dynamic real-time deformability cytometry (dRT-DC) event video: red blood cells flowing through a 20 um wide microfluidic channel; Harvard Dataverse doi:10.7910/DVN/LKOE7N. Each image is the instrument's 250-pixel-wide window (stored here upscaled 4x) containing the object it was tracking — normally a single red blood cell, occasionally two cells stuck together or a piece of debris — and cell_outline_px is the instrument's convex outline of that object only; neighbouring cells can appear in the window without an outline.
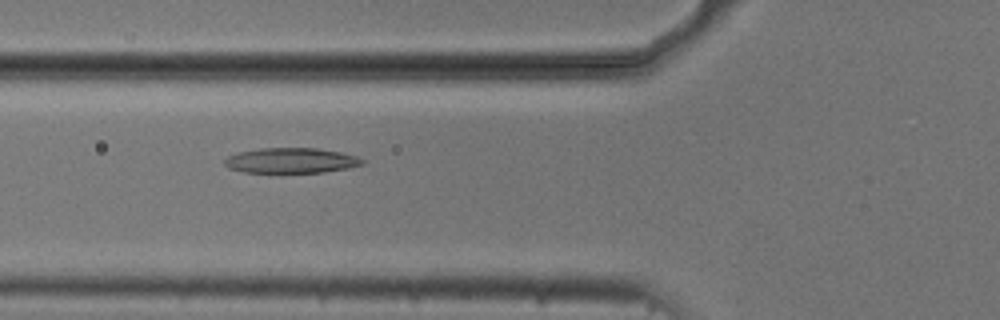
{"species": "common noctule bat (a hibernating species)", "species_latin": "Nyctalus noctula", "temperature_condition": "cold", "stored_images_in_passage": 54, "camera_frame_rate_fps": 3000, "um_per_image_px": 0.085, "animal": {"sex": "male", "body_mass_g": 20.5, "forearm_length_mm": 52.5}, "frame": {"image": 1, "passage_image": 20, "time_ms": 6.333, "image_size_px": [1000, 320], "cell_outline_px": [[364, 164], [348, 168], [324, 172], [244, 172], [228, 168], [224, 164], [224, 160], [228, 156], [236, 152], [260, 148], [316, 148], [340, 152], [356, 156], [364, 160]], "centroid_in_image_um": [24.72, 13.64], "position_along_channel_um": 101.1, "area_um2": 20.23}}
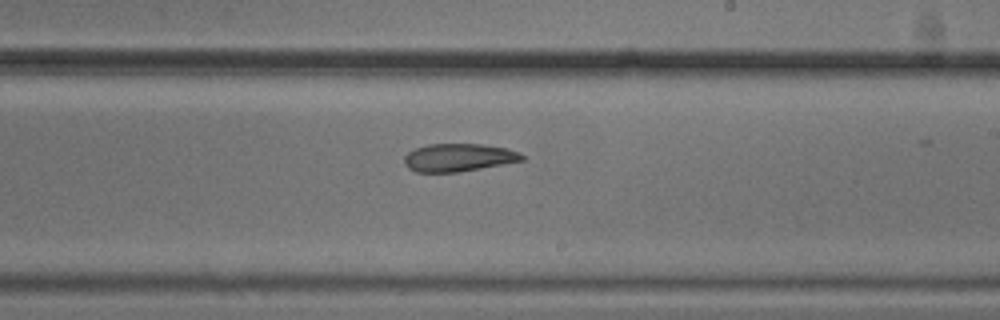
{"frame": {"image": 2, "passage_image": 32, "time_ms": 10.333, "image_size_px": [1000, 320], "cell_outline_px": [[524, 160], [504, 164], [460, 172], [416, 172], [408, 168], [404, 164], [404, 156], [408, 152], [416, 148], [428, 144], [480, 144], [508, 148], [520, 152], [524, 156]], "centroid_in_image_um": [38.98, 13.39], "position_along_channel_um": 250.0, "area_um2": 19.25}}
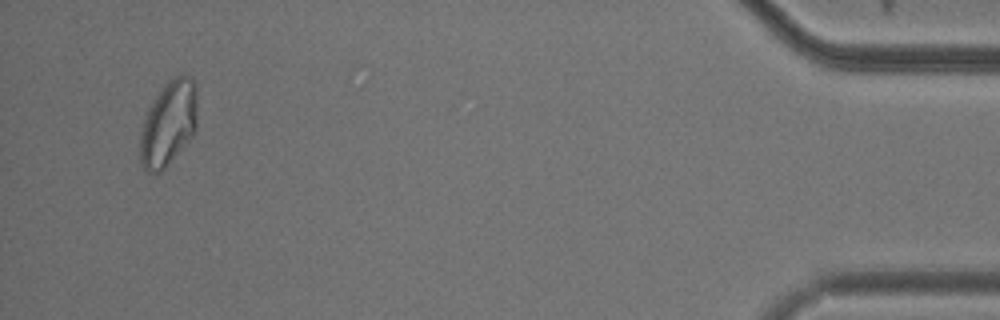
{"frame": {"image": 3, "passage_image": 52, "time_ms": 17.0, "image_size_px": [1000, 320], "cell_outline_px": [[196, 128], [192, 136], [168, 164], [156, 176], [148, 172], [140, 164], [140, 136], [144, 120], [148, 108], [160, 88], [172, 76], [180, 72], [184, 72], [192, 76], [196, 84]], "centroid_in_image_um": [14.32, 10.43], "position_along_channel_um": 420.9, "area_um2": 28.78}}